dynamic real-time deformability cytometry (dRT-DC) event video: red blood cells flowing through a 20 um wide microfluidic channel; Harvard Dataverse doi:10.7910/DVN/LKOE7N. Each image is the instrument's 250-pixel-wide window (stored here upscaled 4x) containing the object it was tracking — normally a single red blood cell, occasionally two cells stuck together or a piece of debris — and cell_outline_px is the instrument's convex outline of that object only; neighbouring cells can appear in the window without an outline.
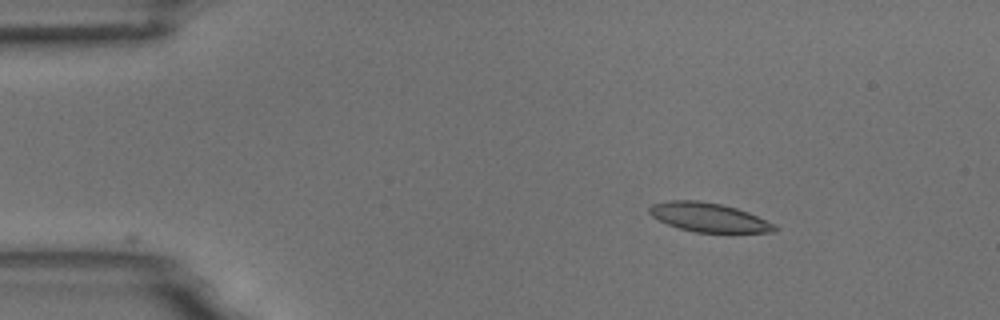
{"species": "common noctule bat (a hibernating species)", "species_latin": "Nyctalus noctula", "temperature_condition": "room temperature", "stored_images_in_passage": 2, "camera_frame_rate_fps": 3000, "um_per_image_px": 0.085, "animal": {"sex": "male", "body_mass_g": 18.8}, "frame": {"image": 1, "passage_image": 1, "time_ms": 0.0, "image_size_px": [1000, 320], "cell_outline_px": [[780, 228], [772, 232], [696, 232], [680, 228], [668, 224], [652, 216], [648, 212], [648, 208], [652, 204], [672, 200], [696, 200], [720, 204], [736, 208], [748, 212], [776, 224]], "centroid_in_image_um": [60.26, 18.47], "position_along_channel_um": 24.7, "area_um2": 20.98}}